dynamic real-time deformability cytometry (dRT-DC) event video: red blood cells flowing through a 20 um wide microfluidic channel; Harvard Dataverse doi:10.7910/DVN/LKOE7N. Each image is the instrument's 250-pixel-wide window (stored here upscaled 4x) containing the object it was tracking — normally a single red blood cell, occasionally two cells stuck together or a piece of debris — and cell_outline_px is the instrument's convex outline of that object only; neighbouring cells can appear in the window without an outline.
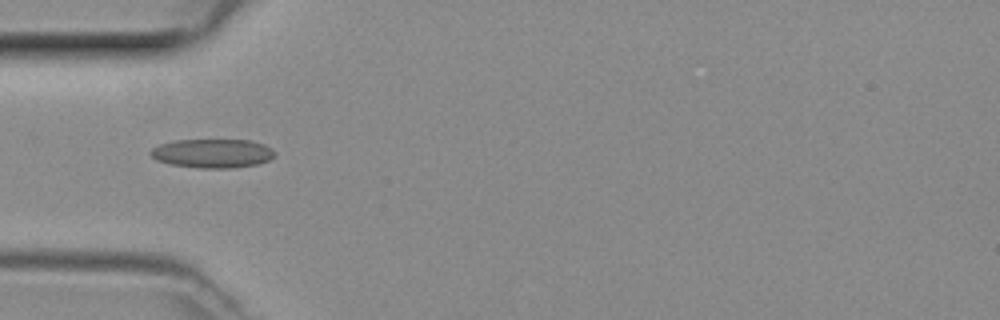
{"species": "common noctule bat (a hibernating species)", "species_latin": "Nyctalus noctula", "temperature_condition": "room temperature", "stored_images_in_passage": 35, "camera_frame_rate_fps": 3000, "um_per_image_px": 0.085, "animal": {"sex": "female", "body_mass_g": 29.2, "forearm_length_mm": 56.3}, "frame": {"image": 1, "passage_image": 2, "time_ms": 0.333, "image_size_px": [1000, 320], "cell_outline_px": [[276, 156], [268, 160], [256, 164], [232, 168], [200, 168], [172, 164], [156, 160], [148, 152], [152, 148], [160, 144], [176, 140], [252, 140], [264, 144], [272, 148], [276, 152]], "centroid_in_image_um": [18.09, 13.03], "position_along_channel_um": 66.9, "area_um2": 20.98}}
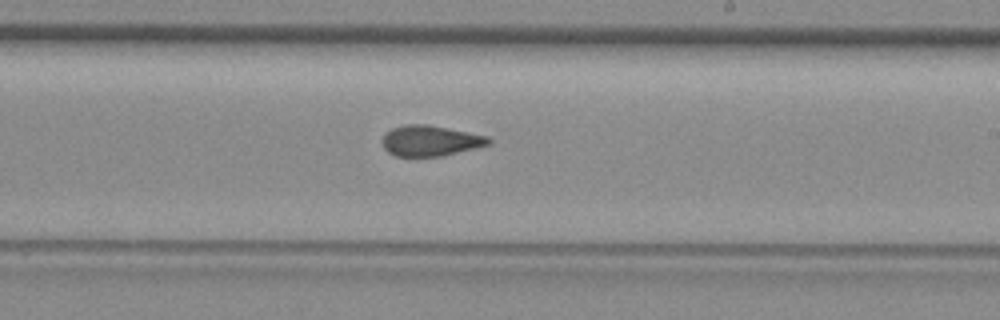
{"frame": {"image": 2, "passage_image": 15, "time_ms": 4.667, "image_size_px": [1000, 320], "cell_outline_px": [[492, 140], [488, 144], [476, 148], [440, 156], [396, 156], [388, 152], [384, 148], [380, 140], [384, 132], [392, 128], [404, 124], [428, 124], [488, 136]], "centroid_in_image_um": [36.52, 11.95], "position_along_channel_um": 252.5, "area_um2": 19.07}}
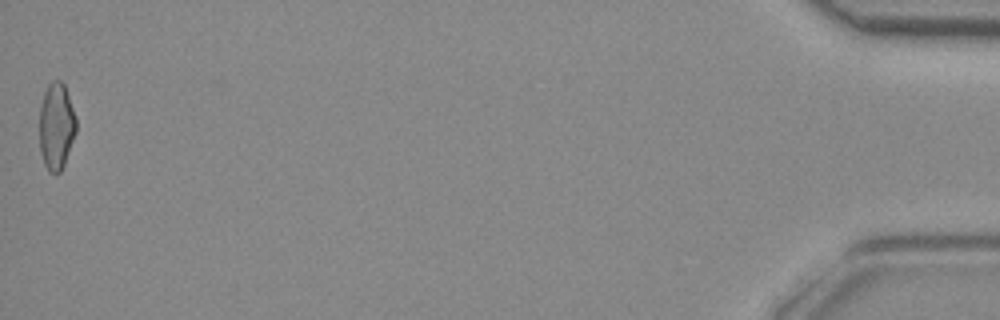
{"frame": {"image": 3, "passage_image": 35, "time_ms": 11.333, "image_size_px": [1000, 320], "cell_outline_px": [[76, 132], [64, 164], [60, 172], [56, 176], [48, 172], [44, 164], [40, 152], [40, 108], [44, 92], [48, 84], [52, 80], [60, 80], [64, 84], [76, 116]], "centroid_in_image_um": [4.79, 10.75], "position_along_channel_um": 430.4, "area_um2": 18.73}}